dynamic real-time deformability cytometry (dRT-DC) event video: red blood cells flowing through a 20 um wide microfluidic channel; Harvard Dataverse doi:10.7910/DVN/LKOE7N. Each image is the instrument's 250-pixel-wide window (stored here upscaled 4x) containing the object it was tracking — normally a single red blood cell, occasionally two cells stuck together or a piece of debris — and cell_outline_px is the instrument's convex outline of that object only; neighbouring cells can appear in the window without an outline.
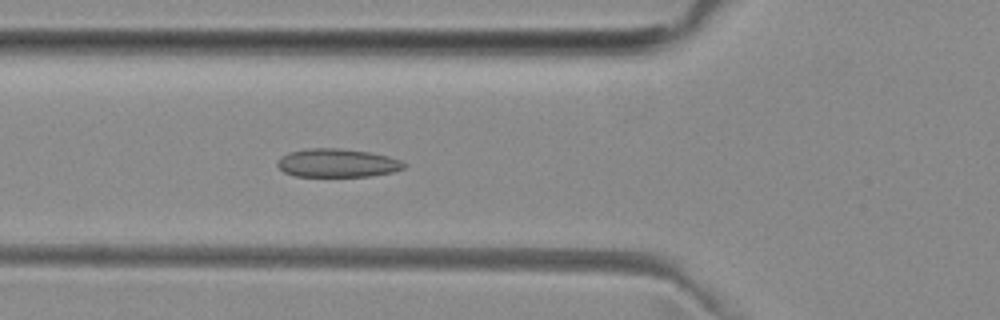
{"species": "common noctule bat (a hibernating species)", "species_latin": "Nyctalus noctula", "temperature_condition": "room temperature", "stored_images_in_passage": 35, "camera_frame_rate_fps": 3000, "um_per_image_px": 0.085, "animal": {"sex": "female", "body_mass_g": 29.2, "forearm_length_mm": 56.3}, "frame": {"image": 1, "passage_image": 4, "time_ms": 1.0, "image_size_px": [1000, 320], "cell_outline_px": [[408, 164], [404, 168], [392, 172], [368, 176], [296, 176], [284, 172], [276, 164], [280, 156], [288, 152], [308, 148], [340, 148], [368, 152], [388, 156], [400, 160]], "centroid_in_image_um": [28.65, 13.85], "position_along_channel_um": 97.1, "area_um2": 20.98}}
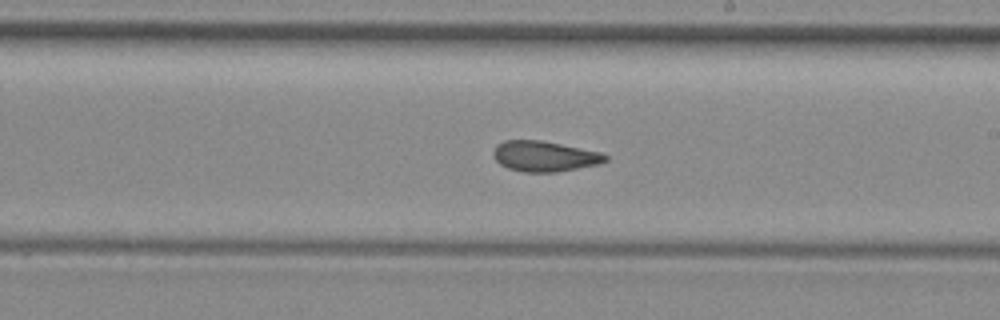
{"frame": {"image": 2, "passage_image": 15, "time_ms": 4.667, "image_size_px": [1000, 320], "cell_outline_px": [[608, 160], [600, 164], [556, 172], [524, 172], [508, 168], [500, 164], [496, 160], [492, 152], [496, 144], [504, 140], [540, 140], [600, 152], [608, 156]], "centroid_in_image_um": [46.26, 13.28], "position_along_channel_um": 242.7, "area_um2": 19.88}}
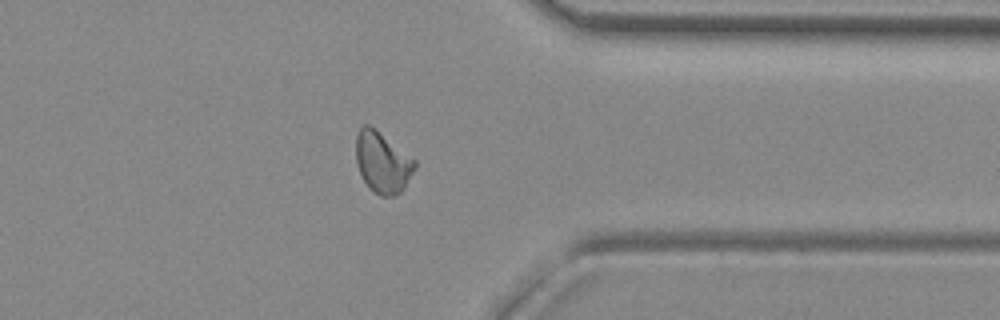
{"frame": {"image": 3, "passage_image": 26, "time_ms": 8.333, "image_size_px": [1000, 320], "cell_outline_px": [[416, 168], [404, 188], [400, 192], [392, 196], [380, 196], [368, 188], [360, 172], [356, 160], [356, 136], [360, 128], [364, 124], [368, 124], [416, 160]], "centroid_in_image_um": [32.51, 13.82], "position_along_channel_um": 378.9, "area_um2": 20.69}}